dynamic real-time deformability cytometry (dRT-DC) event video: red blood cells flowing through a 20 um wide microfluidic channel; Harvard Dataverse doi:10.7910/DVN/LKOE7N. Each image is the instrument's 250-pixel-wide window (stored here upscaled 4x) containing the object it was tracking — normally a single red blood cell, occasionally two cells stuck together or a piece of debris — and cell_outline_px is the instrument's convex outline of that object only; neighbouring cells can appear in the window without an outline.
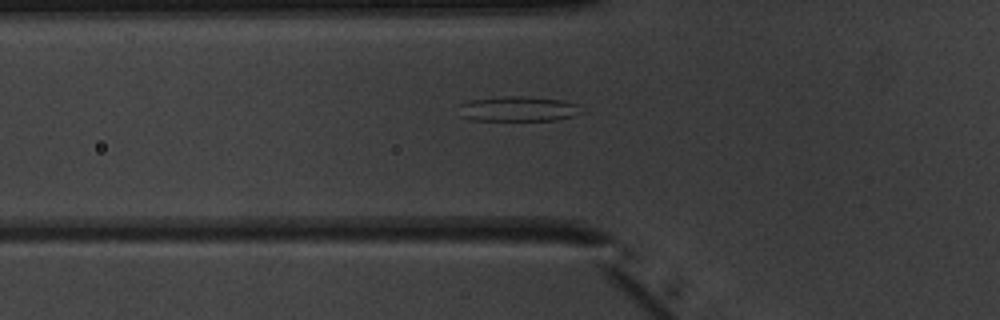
{"species": "common noctule bat (a hibernating species)", "species_latin": "Nyctalus noctula", "temperature_condition": "warm", "stored_images_in_passage": 52, "camera_frame_rate_fps": 3000, "um_per_image_px": 0.085, "animal": {"sex": "male", "body_mass_g": 20.1, "forearm_length_mm": 53.5}, "frame": {"image": 1, "passage_image": 19, "time_ms": 6.0, "image_size_px": [1000, 320], "cell_outline_px": [[580, 112], [572, 116], [556, 120], [472, 120], [460, 116], [460, 104], [472, 100], [508, 96], [520, 96], [564, 100], [580, 104]], "centroid_in_image_um": [44.06, 9.26], "position_along_channel_um": 81.7, "area_um2": 17.69}}
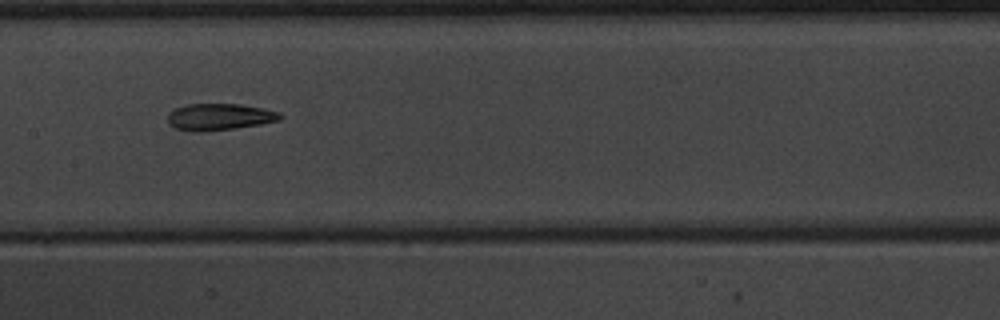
{"frame": {"image": 2, "passage_image": 27, "time_ms": 8.667, "image_size_px": [1000, 320], "cell_outline_px": [[284, 116], [280, 120], [260, 124], [236, 128], [204, 132], [192, 132], [176, 128], [168, 124], [168, 112], [176, 108], [188, 104], [240, 104], [264, 108], [280, 112]], "centroid_in_image_um": [18.66, 9.94], "position_along_channel_um": 188.7, "area_um2": 17.69}}
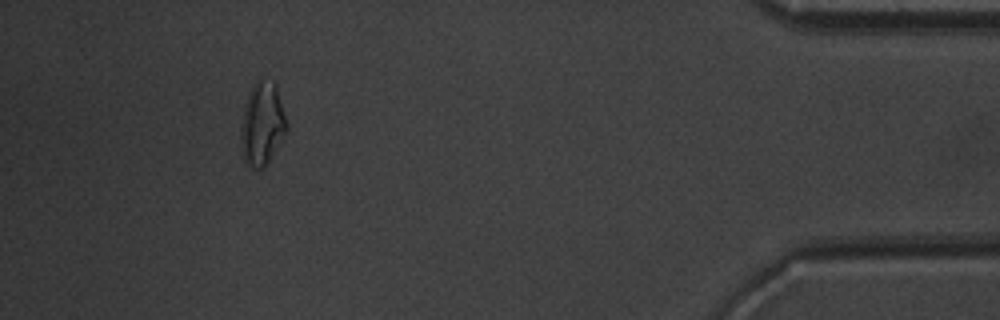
{"frame": {"image": 3, "passage_image": 48, "time_ms": 15.667, "image_size_px": [1000, 320], "cell_outline_px": [[288, 128], [264, 168], [252, 168], [244, 164], [240, 148], [240, 124], [244, 104], [248, 92], [256, 76], [260, 76], [276, 84], [288, 124]], "centroid_in_image_um": [22.24, 10.48], "position_along_channel_um": 413.0, "area_um2": 22.89}, "authors_computed_cell_mechanics": {"area_um2": 18.6983, "velocity_mm_per_s": 3.9695, "shape_relaxation_time_tau1_ms": 8.9615, "shape_relaxation_time_tau2_ms": 2.0208, "deformation_change_tau1": 0.2312, "deformation_change_tau2": 0.0979}}